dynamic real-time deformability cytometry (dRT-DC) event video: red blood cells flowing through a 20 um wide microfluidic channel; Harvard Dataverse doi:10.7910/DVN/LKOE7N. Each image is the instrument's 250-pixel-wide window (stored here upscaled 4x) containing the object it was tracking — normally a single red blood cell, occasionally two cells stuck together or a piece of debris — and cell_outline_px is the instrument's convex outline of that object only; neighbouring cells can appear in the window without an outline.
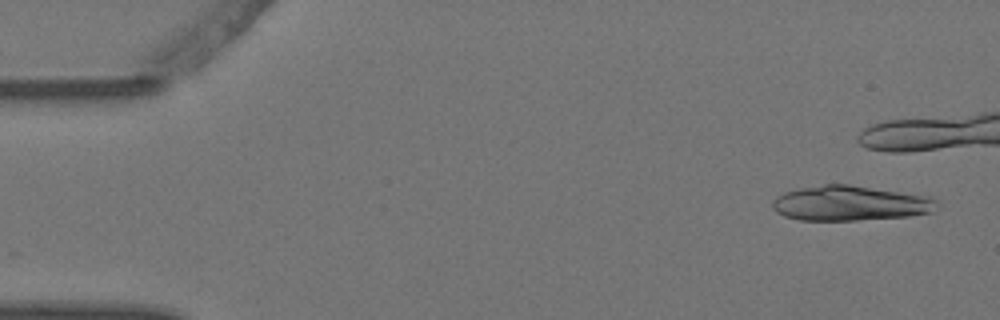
{"species": "Egyptian fruit bat (a non-hibernating species)", "species_latin": "Rousettus aegyptiacus", "temperature_condition": "warm", "stored_images_in_passage": 12, "segment_of_instrument_passage": [1, 2], "camera_frame_rate_fps": 3000, "um_per_image_px": 0.085, "animal": {"sex": "female"}, "frame": {"image": 1, "passage_image": 1, "time_ms": 0.0, "image_size_px": [1000, 320], "cell_outline_px": [[940, 208], [932, 212], [908, 216], [856, 220], [800, 220], [784, 216], [776, 212], [772, 208], [772, 200], [776, 196], [784, 192], [800, 188], [824, 184], [848, 184], [932, 196], [940, 200]], "centroid_in_image_um": [72.32, 17.27], "position_along_channel_um": 12.7, "area_um2": 33.99}}